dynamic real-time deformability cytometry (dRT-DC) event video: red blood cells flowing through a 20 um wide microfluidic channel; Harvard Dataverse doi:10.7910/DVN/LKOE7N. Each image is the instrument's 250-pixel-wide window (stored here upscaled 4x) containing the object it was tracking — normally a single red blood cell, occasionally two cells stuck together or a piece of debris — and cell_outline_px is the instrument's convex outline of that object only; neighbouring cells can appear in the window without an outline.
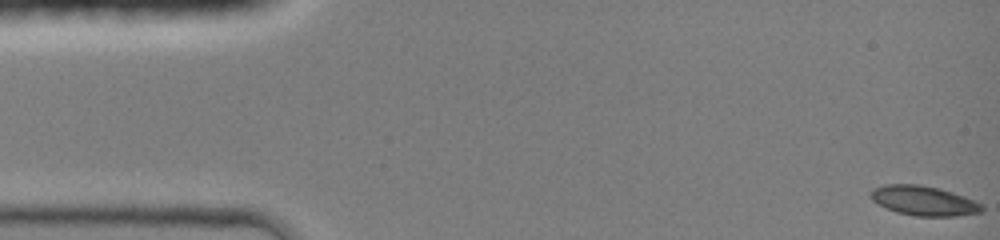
{"species": "common noctule bat (a hibernating species)", "species_latin": "Nyctalus noctula", "temperature_condition": "room temperature", "stored_images_in_passage": 14, "camera_frame_rate_fps": 3000, "um_per_image_px": 0.085, "animal": {"sex": "female", "body_mass_g": 19.0, "forearm_length_mm": 51.5}, "frame": {"image": 1, "passage_image": 1, "time_ms": 0.0, "image_size_px": [1000, 240], "cell_outline_px": [[984, 212], [956, 216], [916, 216], [896, 212], [884, 208], [876, 204], [872, 200], [872, 188], [884, 184], [920, 184], [940, 188], [964, 196], [984, 204]], "centroid_in_image_um": [78.54, 17.06], "position_along_channel_um": 6.5, "area_um2": 19.54}}
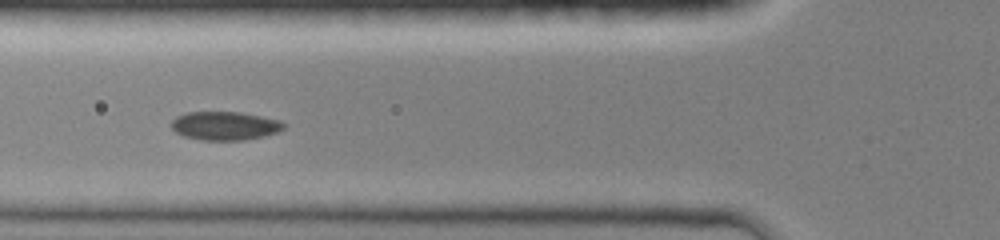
{"frame": {"image": 2, "passage_image": 12, "time_ms": 5.333, "image_size_px": [1000, 240], "cell_outline_px": [[288, 124], [284, 128], [276, 132], [264, 136], [244, 140], [204, 140], [184, 136], [176, 132], [172, 128], [172, 120], [176, 116], [184, 112], [240, 112], [280, 120]], "centroid_in_image_um": [19.12, 10.68], "position_along_channel_um": 106.7, "area_um2": 18.73}}
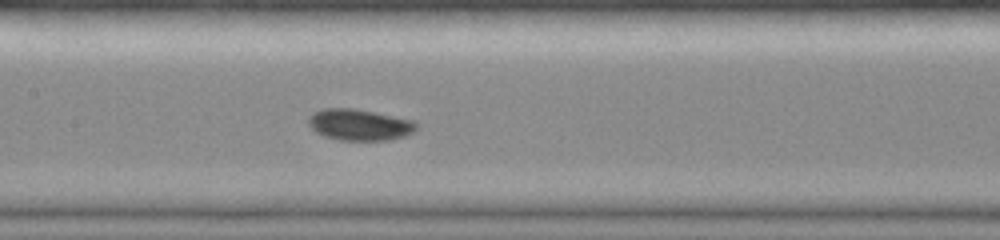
{"frame": {"image": 3, "passage_image": 14, "time_ms": 7.0, "image_size_px": [1000, 240], "cell_outline_px": [[416, 128], [412, 132], [404, 136], [388, 140], [340, 140], [324, 136], [316, 132], [308, 124], [308, 116], [312, 112], [324, 108], [352, 108], [416, 120]], "centroid_in_image_um": [30.53, 10.59], "position_along_channel_um": 176.9, "area_um2": 19.71}}